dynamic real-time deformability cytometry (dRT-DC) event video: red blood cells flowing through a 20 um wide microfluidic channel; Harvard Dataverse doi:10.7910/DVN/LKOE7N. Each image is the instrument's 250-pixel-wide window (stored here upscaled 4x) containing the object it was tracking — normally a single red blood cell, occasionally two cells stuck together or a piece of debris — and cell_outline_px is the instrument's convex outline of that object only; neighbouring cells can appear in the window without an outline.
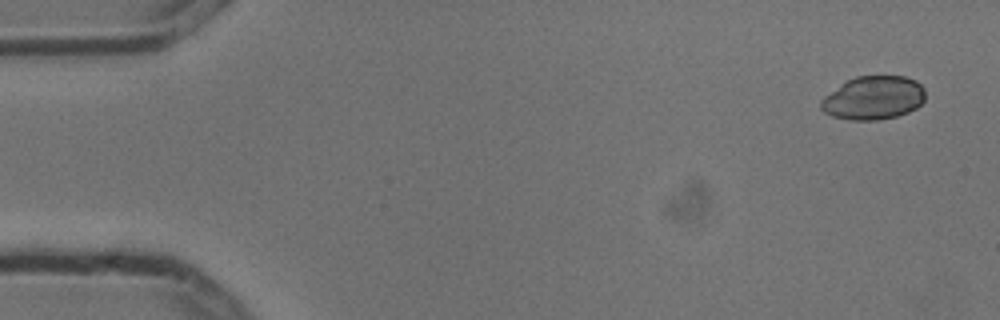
{"species": "common noctule bat (a hibernating species)", "species_latin": "Nyctalus noctula", "temperature_condition": "cold", "stored_images_in_passage": 7, "camera_frame_rate_fps": 3000, "um_per_image_px": 0.085, "animal": {"sex": "male", "body_mass_g": 13.3}, "frame": {"image": 1, "passage_image": 1, "time_ms": 0.0, "image_size_px": [1000, 320], "cell_outline_px": [[924, 100], [916, 108], [908, 112], [896, 116], [876, 120], [852, 120], [832, 116], [824, 112], [820, 108], [820, 100], [824, 96], [848, 80], [856, 76], [904, 76], [916, 80], [924, 88]], "centroid_in_image_um": [74.24, 8.32], "position_along_channel_um": 10.8, "area_um2": 26.36}}
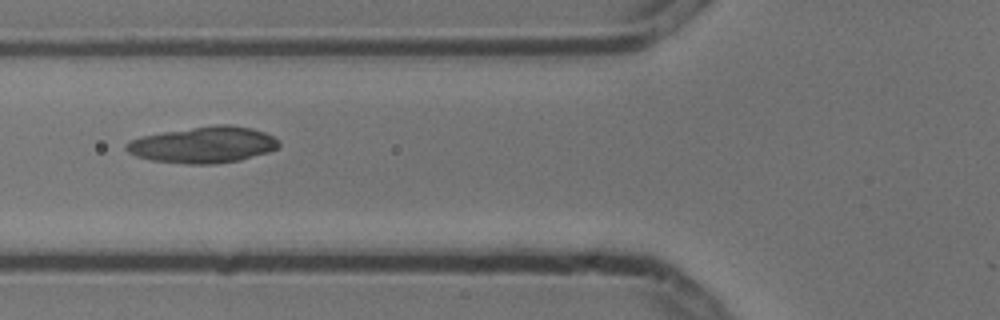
{"frame": {"image": 2, "passage_image": 6, "time_ms": 1.667, "image_size_px": [1000, 320], "cell_outline_px": [[280, 144], [276, 148], [268, 152], [240, 160], [212, 164], [188, 164], [152, 160], [136, 156], [128, 152], [124, 148], [124, 144], [128, 140], [140, 136], [164, 132], [216, 124], [232, 124], [252, 128], [264, 132], [280, 140]], "centroid_in_image_um": [17.27, 12.3], "position_along_channel_um": 108.5, "area_um2": 32.37}}
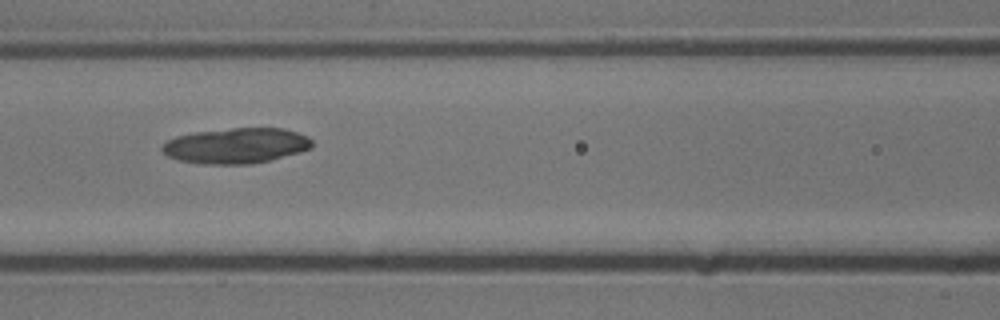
{"frame": {"image": 3, "passage_image": 7, "time_ms": 2.0, "image_size_px": [1000, 320], "cell_outline_px": [[312, 148], [300, 152], [272, 160], [252, 164], [200, 164], [180, 160], [168, 156], [160, 148], [168, 140], [176, 136], [196, 132], [232, 128], [284, 128], [308, 136], [312, 140]], "centroid_in_image_um": [20.1, 12.39], "position_along_channel_um": 146.5, "area_um2": 31.04}}